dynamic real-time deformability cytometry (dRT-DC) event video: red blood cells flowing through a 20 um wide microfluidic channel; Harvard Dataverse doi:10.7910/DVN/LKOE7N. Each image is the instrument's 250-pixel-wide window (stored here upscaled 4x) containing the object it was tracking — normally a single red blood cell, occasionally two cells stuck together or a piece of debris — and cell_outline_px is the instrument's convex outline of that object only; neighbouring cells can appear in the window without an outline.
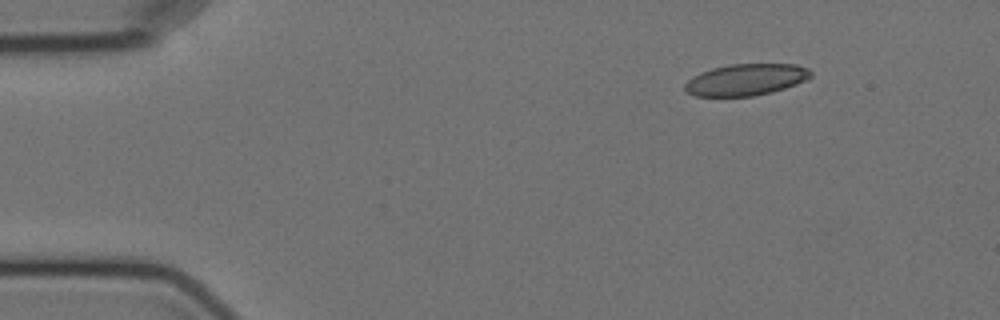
{"species": "Egyptian fruit bat (a non-hibernating species)", "species_latin": "Rousettus aegyptiacus", "temperature_condition": "cold", "stored_images_in_passage": 5, "camera_frame_rate_fps": 3000, "um_per_image_px": 0.085, "animal": {"sex": "female"}, "frame": {"image": 1, "passage_image": 1, "time_ms": 0.0, "image_size_px": [1000, 320], "cell_outline_px": [[812, 76], [808, 80], [772, 92], [752, 96], [696, 96], [684, 92], [684, 84], [692, 76], [700, 72], [712, 68], [732, 64], [796, 64], [808, 68], [812, 72]], "centroid_in_image_um": [63.4, 6.77], "position_along_channel_um": 21.6, "area_um2": 23.35}}
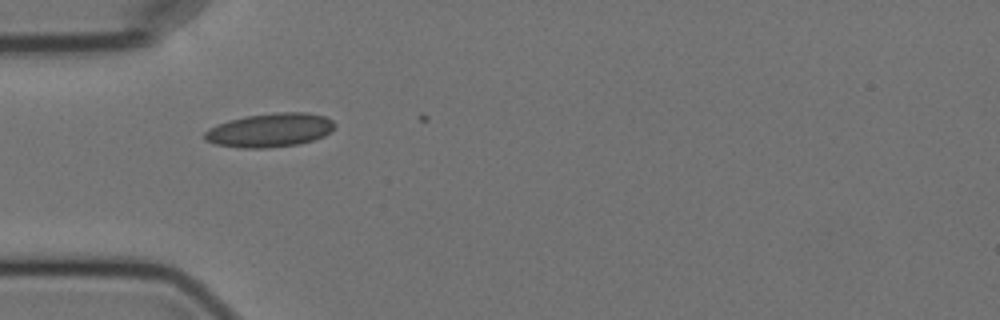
{"frame": {"image": 2, "passage_image": 4, "time_ms": 3.333, "image_size_px": [1000, 320], "cell_outline_px": [[336, 124], [324, 136], [312, 140], [296, 144], [268, 148], [240, 148], [216, 144], [204, 140], [204, 132], [208, 128], [228, 120], [248, 116], [280, 112], [308, 112], [324, 116], [332, 120]], "centroid_in_image_um": [22.91, 11.06], "position_along_channel_um": 62.1, "area_um2": 25.49}}